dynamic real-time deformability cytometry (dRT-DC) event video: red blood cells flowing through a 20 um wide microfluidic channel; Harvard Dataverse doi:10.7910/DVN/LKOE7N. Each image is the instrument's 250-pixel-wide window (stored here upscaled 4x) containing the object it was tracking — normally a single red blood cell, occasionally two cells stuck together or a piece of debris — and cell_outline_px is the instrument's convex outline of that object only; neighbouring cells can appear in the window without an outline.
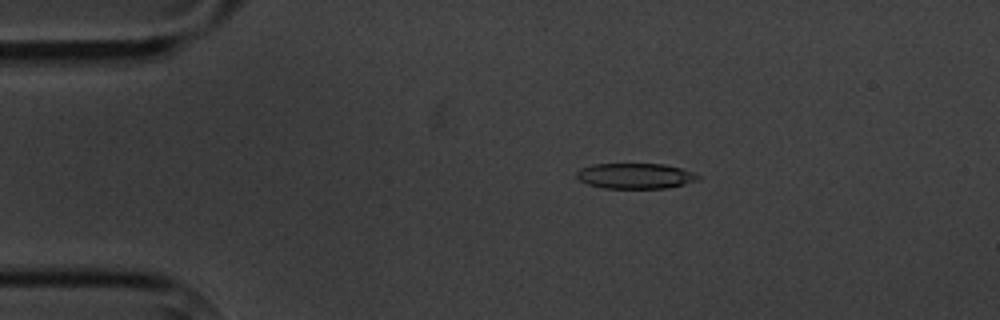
{"species": "common noctule bat (a hibernating species)", "species_latin": "Nyctalus noctula", "temperature_condition": "cold", "stored_images_in_passage": 5, "camera_frame_rate_fps": 3000, "um_per_image_px": 0.085, "animal": {"sex": "male", "body_mass_g": 20.1, "forearm_length_mm": 53.5}, "frame": {"image": 1, "passage_image": 2, "time_ms": 2.0, "image_size_px": [1000, 320], "cell_outline_px": [[700, 180], [668, 188], [604, 188], [588, 184], [580, 180], [576, 176], [576, 172], [580, 168], [592, 164], [664, 164], [680, 168], [692, 172], [700, 176]], "centroid_in_image_um": [54.0, 14.95], "position_along_channel_um": 31.0, "area_um2": 18.03}}
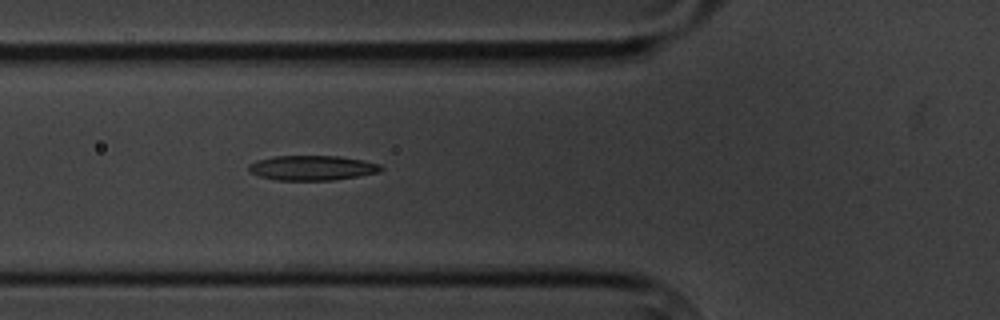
{"frame": {"image": 2, "passage_image": 5, "time_ms": 5.333, "image_size_px": [1000, 320], "cell_outline_px": [[384, 168], [380, 172], [332, 180], [276, 180], [260, 176], [248, 172], [248, 164], [256, 160], [272, 156], [340, 156], [380, 164]], "centroid_in_image_um": [26.49, 14.26], "position_along_channel_um": 99.3, "area_um2": 19.13}}